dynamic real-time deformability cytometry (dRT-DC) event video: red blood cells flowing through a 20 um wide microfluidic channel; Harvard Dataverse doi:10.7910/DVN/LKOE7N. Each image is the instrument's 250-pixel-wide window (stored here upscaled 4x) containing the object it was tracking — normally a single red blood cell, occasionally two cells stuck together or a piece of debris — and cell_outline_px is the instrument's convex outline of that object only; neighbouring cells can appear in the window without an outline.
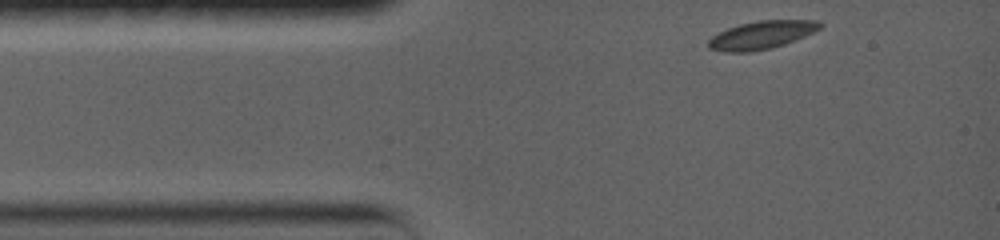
{"species": "common noctule bat (a hibernating species)", "species_latin": "Nyctalus noctula", "temperature_condition": "warm", "stored_images_in_passage": 71, "camera_frame_rate_fps": 5000, "um_per_image_px": 0.085, "animal": {"sex": "female", "body_mass_g": 19.0, "forearm_length_mm": 56.7}, "frame": {"image": 1, "passage_image": 1, "time_ms": 0.0, "image_size_px": [1000, 240], "cell_outline_px": [[824, 24], [820, 28], [796, 40], [772, 48], [752, 52], [724, 52], [708, 48], [708, 40], [712, 36], [728, 28], [740, 24], [760, 20], [820, 20]], "centroid_in_image_um": [64.74, 2.98], "position_along_channel_um": 20.3, "area_um2": 18.26}}
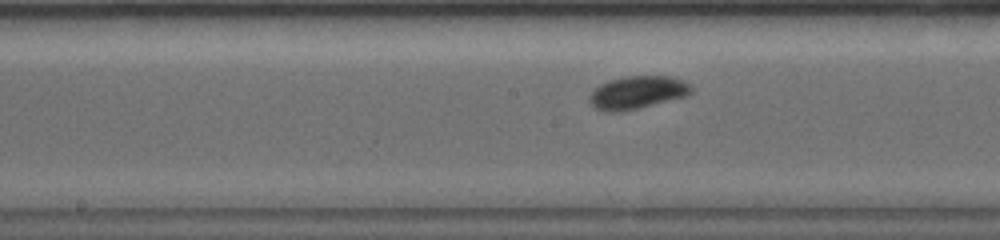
{"frame": {"image": 2, "passage_image": 41, "time_ms": 5.8, "image_size_px": [1000, 240], "cell_outline_px": [[692, 92], [684, 96], [640, 108], [616, 112], [604, 112], [592, 108], [588, 100], [588, 96], [600, 84], [608, 80], [624, 76], [668, 76], [684, 80], [692, 84]], "centroid_in_image_um": [54.13, 7.86], "position_along_channel_um": 194.1, "area_um2": 19.71}}
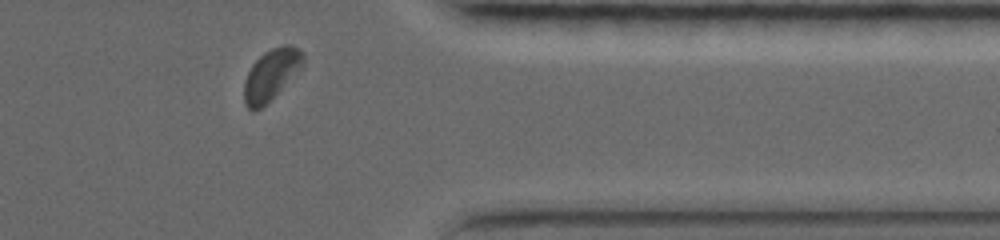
{"frame": {"image": 3, "passage_image": 71, "time_ms": 11.4, "image_size_px": [1000, 240], "cell_outline_px": [[304, 60], [280, 88], [260, 108], [252, 112], [244, 104], [244, 80], [252, 64], [264, 52], [272, 48], [284, 44], [292, 44], [304, 52]], "centroid_in_image_um": [22.98, 6.3], "position_along_channel_um": 388.4, "area_um2": 16.82}, "authors_computed_cell_mechanics": {"area_um2": 18.1492, "velocity_mm_per_s": 3.6133, "shape_relaxation_time_tau1_ms": 3.4069, "shape_relaxation_time_tau2_ms": null, "deformation_change_tau1": 0.1441, "deformation_change_tau2": null}}